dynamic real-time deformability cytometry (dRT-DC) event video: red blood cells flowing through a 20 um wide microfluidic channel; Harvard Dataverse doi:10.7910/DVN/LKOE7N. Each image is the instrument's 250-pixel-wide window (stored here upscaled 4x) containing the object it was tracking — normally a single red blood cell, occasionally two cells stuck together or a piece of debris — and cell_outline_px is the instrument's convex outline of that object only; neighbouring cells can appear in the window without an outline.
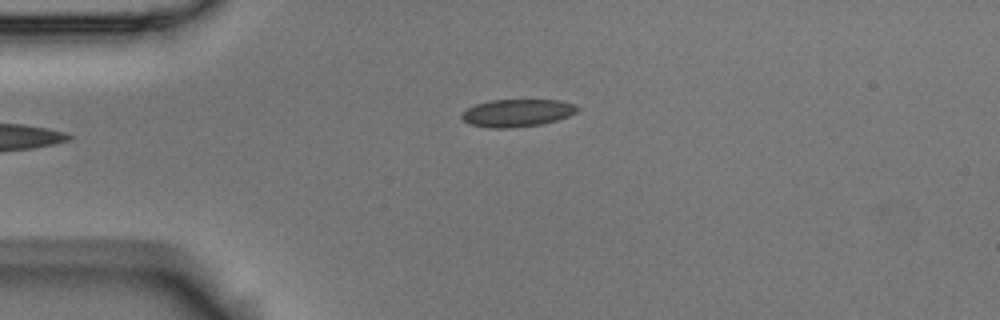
{"species": "Egyptian fruit bat (a non-hibernating species)", "species_latin": "Rousettus aegyptiacus", "temperature_condition": "room temperature", "stored_images_in_passage": 2, "camera_frame_rate_fps": 3000, "um_per_image_px": 0.085, "animal": {"sex": "male"}, "frame": {"image": 1, "passage_image": 2, "time_ms": 0.333, "image_size_px": [1000, 320], "cell_outline_px": [[580, 108], [576, 112], [568, 116], [556, 120], [540, 124], [512, 128], [488, 128], [472, 124], [464, 120], [460, 116], [468, 108], [476, 104], [492, 100], [560, 100], [572, 104]], "centroid_in_image_um": [43.96, 9.6], "position_along_channel_um": 41.0, "area_um2": 18.32}}